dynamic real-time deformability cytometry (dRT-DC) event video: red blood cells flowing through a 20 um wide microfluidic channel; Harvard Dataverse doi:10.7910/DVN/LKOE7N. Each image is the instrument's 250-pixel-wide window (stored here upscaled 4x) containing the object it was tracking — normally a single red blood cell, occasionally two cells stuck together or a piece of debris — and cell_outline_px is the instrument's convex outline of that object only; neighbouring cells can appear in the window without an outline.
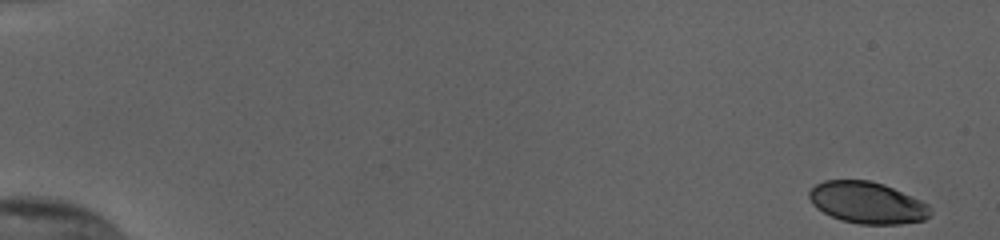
{"species": "human", "species_latin": "Homo sapiens", "temperature_condition": "cold", "stored_images_in_passage": 54, "camera_frame_rate_fps": 3000, "um_per_image_px": 0.085, "donor": {"sex": "female"}, "frame": {"image": 1, "passage_image": 1, "time_ms": 0.0, "image_size_px": [1000, 240], "cell_outline_px": [[932, 212], [924, 220], [900, 224], [860, 224], [840, 220], [816, 208], [812, 204], [808, 196], [808, 192], [816, 184], [824, 180], [868, 180], [884, 184], [920, 200], [928, 204]], "centroid_in_image_um": [73.7, 17.23], "position_along_channel_um": 11.3, "area_um2": 29.36}}
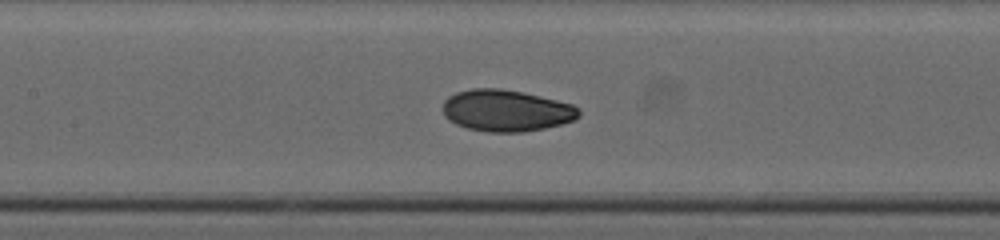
{"frame": {"image": 2, "passage_image": 27, "time_ms": 8.667, "image_size_px": [1000, 240], "cell_outline_px": [[580, 116], [576, 120], [544, 128], [524, 132], [488, 132], [468, 128], [456, 124], [448, 120], [444, 116], [444, 100], [448, 96], [456, 92], [472, 88], [500, 88], [524, 92], [572, 104], [580, 108]], "centroid_in_image_um": [43.04, 9.39], "position_along_channel_um": 164.4, "area_um2": 33.18}}
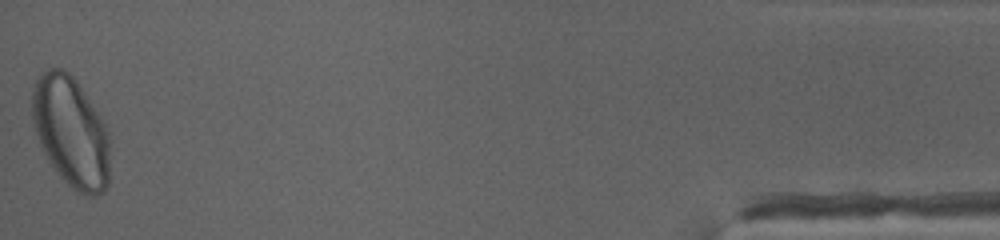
{"frame": {"image": 3, "passage_image": 54, "time_ms": 17.667, "image_size_px": [1000, 240], "cell_outline_px": [[108, 184], [104, 192], [96, 196], [88, 196], [76, 192], [60, 176], [48, 160], [44, 152], [36, 132], [32, 116], [32, 88], [36, 80], [48, 68], [60, 68], [68, 72], [76, 80], [104, 124], [108, 132]], "centroid_in_image_um": [6.02, 11.22], "position_along_channel_um": 429.2, "area_um2": 49.42}, "authors_computed_cell_mechanics": {"area_um2": 32.2524, "velocity_mm_per_s": 3.8255, "shape_relaxation_time_tau1_ms": 3.7947, "shape_relaxation_time_tau2_ms": 0.9458, "deformation_change_tau1": 0.1296, "deformation_change_tau2": 0.0441}}